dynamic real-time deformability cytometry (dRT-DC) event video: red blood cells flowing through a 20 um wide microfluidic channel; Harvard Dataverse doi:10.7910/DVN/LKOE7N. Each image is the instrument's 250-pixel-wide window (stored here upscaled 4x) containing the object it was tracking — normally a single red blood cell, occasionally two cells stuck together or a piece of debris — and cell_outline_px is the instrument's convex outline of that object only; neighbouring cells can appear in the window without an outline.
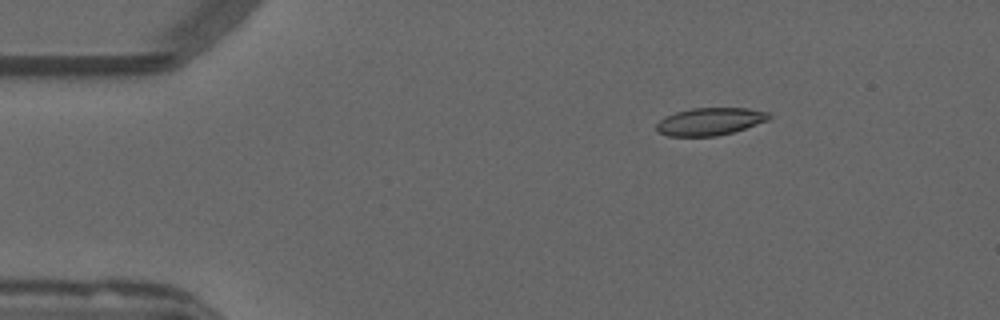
{"species": "common noctule bat (a hibernating species)", "species_latin": "Nyctalus noctula", "temperature_condition": "warm", "stored_images_in_passage": 7, "camera_frame_rate_fps": 3000, "um_per_image_px": 0.085, "animal": {"sex": "male", "forearm_length_mm": 52.5}, "frame": {"image": 1, "passage_image": 1, "time_ms": 0.0, "image_size_px": [1000, 320], "cell_outline_px": [[772, 116], [768, 120], [732, 132], [716, 136], [668, 136], [656, 132], [656, 124], [664, 116], [676, 112], [692, 108], [748, 108], [768, 112]], "centroid_in_image_um": [60.31, 10.32], "position_along_channel_um": 24.7, "area_um2": 18.03}}